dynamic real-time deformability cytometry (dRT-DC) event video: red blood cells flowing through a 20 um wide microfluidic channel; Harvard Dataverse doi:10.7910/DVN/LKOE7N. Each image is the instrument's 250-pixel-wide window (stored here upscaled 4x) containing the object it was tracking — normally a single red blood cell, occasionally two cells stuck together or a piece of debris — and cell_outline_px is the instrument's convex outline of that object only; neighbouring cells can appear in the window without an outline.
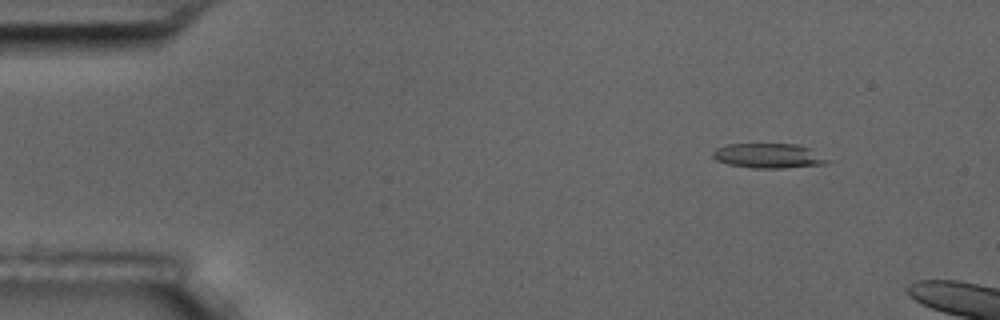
{"species": "common noctule bat (a hibernating species)", "species_latin": "Nyctalus noctula", "temperature_condition": "room temperature", "stored_images_in_passage": 4, "camera_frame_rate_fps": 3000, "um_per_image_px": 0.085, "animal": {"sex": "male", "body_mass_g": 17.5, "forearm_length_mm": 52.3}, "frame": {"image": 1, "passage_image": 2, "time_ms": 1.333, "image_size_px": [1000, 320], "cell_outline_px": [[836, 160], [824, 164], [780, 168], [752, 168], [728, 164], [716, 160], [712, 156], [712, 152], [716, 148], [728, 144], [796, 144], [808, 148]], "centroid_in_image_um": [65.37, 13.24], "position_along_channel_um": 19.6, "area_um2": 16.65}}